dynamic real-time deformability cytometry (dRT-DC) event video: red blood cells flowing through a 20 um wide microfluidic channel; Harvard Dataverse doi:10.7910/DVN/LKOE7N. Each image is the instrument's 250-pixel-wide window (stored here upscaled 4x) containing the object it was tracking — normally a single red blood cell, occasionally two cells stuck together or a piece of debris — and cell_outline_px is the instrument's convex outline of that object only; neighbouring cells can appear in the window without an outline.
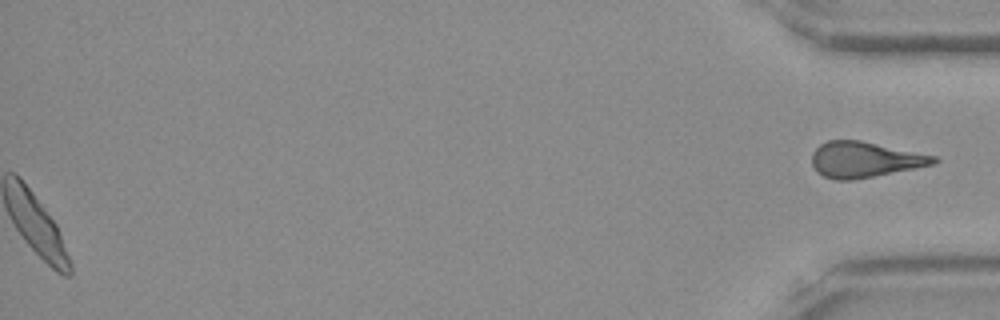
{"species": "Egyptian fruit bat (a non-hibernating species)", "species_latin": "Rousettus aegyptiacus", "temperature_condition": "room temperature", "stored_images_in_passage": 50, "segment_of_instrument_passage": [2, 2], "camera_frame_rate_fps": 3000, "um_per_image_px": 0.085, "frame": {"image": 1, "passage_image": 50, "time_ms": 16.333, "image_size_px": [1000, 320], "cell_outline_px": [[940, 160], [936, 164], [916, 168], [852, 180], [836, 180], [824, 176], [816, 172], [812, 164], [812, 152], [820, 144], [828, 140], [860, 140], [936, 156]], "centroid_in_image_um": [73.5, 13.56], "position_along_channel_um": 361.7, "area_um2": 25.32}}